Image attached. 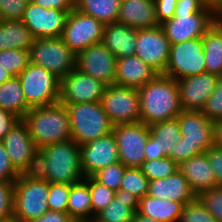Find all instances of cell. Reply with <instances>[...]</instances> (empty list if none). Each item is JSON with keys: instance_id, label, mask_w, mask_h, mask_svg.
<instances>
[{"instance_id": "1", "label": "cell", "mask_w": 222, "mask_h": 222, "mask_svg": "<svg viewBox=\"0 0 222 222\" xmlns=\"http://www.w3.org/2000/svg\"><path fill=\"white\" fill-rule=\"evenodd\" d=\"M34 173L49 183L71 185L81 182L85 177L80 146L73 139H68L39 149Z\"/></svg>"}, {"instance_id": "2", "label": "cell", "mask_w": 222, "mask_h": 222, "mask_svg": "<svg viewBox=\"0 0 222 222\" xmlns=\"http://www.w3.org/2000/svg\"><path fill=\"white\" fill-rule=\"evenodd\" d=\"M138 92L140 122L148 126L175 119L183 111L177 81L170 76L158 74Z\"/></svg>"}, {"instance_id": "3", "label": "cell", "mask_w": 222, "mask_h": 222, "mask_svg": "<svg viewBox=\"0 0 222 222\" xmlns=\"http://www.w3.org/2000/svg\"><path fill=\"white\" fill-rule=\"evenodd\" d=\"M37 149L71 139L69 114L64 104L31 108L22 119Z\"/></svg>"}, {"instance_id": "4", "label": "cell", "mask_w": 222, "mask_h": 222, "mask_svg": "<svg viewBox=\"0 0 222 222\" xmlns=\"http://www.w3.org/2000/svg\"><path fill=\"white\" fill-rule=\"evenodd\" d=\"M177 118L182 137L172 148L170 159L179 164L214 146L213 122L201 111L183 110Z\"/></svg>"}, {"instance_id": "5", "label": "cell", "mask_w": 222, "mask_h": 222, "mask_svg": "<svg viewBox=\"0 0 222 222\" xmlns=\"http://www.w3.org/2000/svg\"><path fill=\"white\" fill-rule=\"evenodd\" d=\"M49 182L35 173L20 174L14 181L13 216L30 222L46 213Z\"/></svg>"}, {"instance_id": "6", "label": "cell", "mask_w": 222, "mask_h": 222, "mask_svg": "<svg viewBox=\"0 0 222 222\" xmlns=\"http://www.w3.org/2000/svg\"><path fill=\"white\" fill-rule=\"evenodd\" d=\"M69 114L71 139L79 146L113 132L101 102L65 105Z\"/></svg>"}, {"instance_id": "7", "label": "cell", "mask_w": 222, "mask_h": 222, "mask_svg": "<svg viewBox=\"0 0 222 222\" xmlns=\"http://www.w3.org/2000/svg\"><path fill=\"white\" fill-rule=\"evenodd\" d=\"M18 79L29 110L59 102L61 79L43 67L29 63Z\"/></svg>"}, {"instance_id": "8", "label": "cell", "mask_w": 222, "mask_h": 222, "mask_svg": "<svg viewBox=\"0 0 222 222\" xmlns=\"http://www.w3.org/2000/svg\"><path fill=\"white\" fill-rule=\"evenodd\" d=\"M29 57L30 63L43 67L59 79L76 69V54L61 37L35 38L29 49Z\"/></svg>"}, {"instance_id": "9", "label": "cell", "mask_w": 222, "mask_h": 222, "mask_svg": "<svg viewBox=\"0 0 222 222\" xmlns=\"http://www.w3.org/2000/svg\"><path fill=\"white\" fill-rule=\"evenodd\" d=\"M105 24L92 16L72 9L66 19L61 39L76 55L102 42Z\"/></svg>"}, {"instance_id": "10", "label": "cell", "mask_w": 222, "mask_h": 222, "mask_svg": "<svg viewBox=\"0 0 222 222\" xmlns=\"http://www.w3.org/2000/svg\"><path fill=\"white\" fill-rule=\"evenodd\" d=\"M204 72H206V67L202 38L171 45L164 75L177 81Z\"/></svg>"}, {"instance_id": "11", "label": "cell", "mask_w": 222, "mask_h": 222, "mask_svg": "<svg viewBox=\"0 0 222 222\" xmlns=\"http://www.w3.org/2000/svg\"><path fill=\"white\" fill-rule=\"evenodd\" d=\"M101 104L114 125L140 122L139 92L136 88L115 84L106 86Z\"/></svg>"}, {"instance_id": "12", "label": "cell", "mask_w": 222, "mask_h": 222, "mask_svg": "<svg viewBox=\"0 0 222 222\" xmlns=\"http://www.w3.org/2000/svg\"><path fill=\"white\" fill-rule=\"evenodd\" d=\"M119 159L125 167L140 168L145 161L144 150L150 127L143 122L116 124L113 127Z\"/></svg>"}, {"instance_id": "13", "label": "cell", "mask_w": 222, "mask_h": 222, "mask_svg": "<svg viewBox=\"0 0 222 222\" xmlns=\"http://www.w3.org/2000/svg\"><path fill=\"white\" fill-rule=\"evenodd\" d=\"M2 143L10 162L20 174L35 172L38 149L22 119L11 128Z\"/></svg>"}, {"instance_id": "14", "label": "cell", "mask_w": 222, "mask_h": 222, "mask_svg": "<svg viewBox=\"0 0 222 222\" xmlns=\"http://www.w3.org/2000/svg\"><path fill=\"white\" fill-rule=\"evenodd\" d=\"M217 19V13L175 12L161 27L172 45L202 38Z\"/></svg>"}, {"instance_id": "15", "label": "cell", "mask_w": 222, "mask_h": 222, "mask_svg": "<svg viewBox=\"0 0 222 222\" xmlns=\"http://www.w3.org/2000/svg\"><path fill=\"white\" fill-rule=\"evenodd\" d=\"M170 41L161 25L155 28L138 29L135 55L159 74L165 73L170 56Z\"/></svg>"}, {"instance_id": "16", "label": "cell", "mask_w": 222, "mask_h": 222, "mask_svg": "<svg viewBox=\"0 0 222 222\" xmlns=\"http://www.w3.org/2000/svg\"><path fill=\"white\" fill-rule=\"evenodd\" d=\"M116 59L100 42L76 55V69L109 86L115 82Z\"/></svg>"}, {"instance_id": "17", "label": "cell", "mask_w": 222, "mask_h": 222, "mask_svg": "<svg viewBox=\"0 0 222 222\" xmlns=\"http://www.w3.org/2000/svg\"><path fill=\"white\" fill-rule=\"evenodd\" d=\"M106 85L74 69L61 79L59 102L68 104L101 102Z\"/></svg>"}, {"instance_id": "18", "label": "cell", "mask_w": 222, "mask_h": 222, "mask_svg": "<svg viewBox=\"0 0 222 222\" xmlns=\"http://www.w3.org/2000/svg\"><path fill=\"white\" fill-rule=\"evenodd\" d=\"M68 14L69 12L43 8L29 1L21 21L34 38L61 37Z\"/></svg>"}, {"instance_id": "19", "label": "cell", "mask_w": 222, "mask_h": 222, "mask_svg": "<svg viewBox=\"0 0 222 222\" xmlns=\"http://www.w3.org/2000/svg\"><path fill=\"white\" fill-rule=\"evenodd\" d=\"M81 167L84 177L120 162L113 132L80 146Z\"/></svg>"}, {"instance_id": "20", "label": "cell", "mask_w": 222, "mask_h": 222, "mask_svg": "<svg viewBox=\"0 0 222 222\" xmlns=\"http://www.w3.org/2000/svg\"><path fill=\"white\" fill-rule=\"evenodd\" d=\"M219 78L218 75L204 72L177 80L183 110L201 111L205 101L214 91Z\"/></svg>"}, {"instance_id": "21", "label": "cell", "mask_w": 222, "mask_h": 222, "mask_svg": "<svg viewBox=\"0 0 222 222\" xmlns=\"http://www.w3.org/2000/svg\"><path fill=\"white\" fill-rule=\"evenodd\" d=\"M158 74L156 70L136 55L117 58L114 84L138 89L154 79Z\"/></svg>"}, {"instance_id": "22", "label": "cell", "mask_w": 222, "mask_h": 222, "mask_svg": "<svg viewBox=\"0 0 222 222\" xmlns=\"http://www.w3.org/2000/svg\"><path fill=\"white\" fill-rule=\"evenodd\" d=\"M178 170L187 179L196 196L205 190L218 186L206 153L180 162L178 164Z\"/></svg>"}, {"instance_id": "23", "label": "cell", "mask_w": 222, "mask_h": 222, "mask_svg": "<svg viewBox=\"0 0 222 222\" xmlns=\"http://www.w3.org/2000/svg\"><path fill=\"white\" fill-rule=\"evenodd\" d=\"M147 195L181 202L184 205L197 197L179 170L166 178L149 181Z\"/></svg>"}, {"instance_id": "24", "label": "cell", "mask_w": 222, "mask_h": 222, "mask_svg": "<svg viewBox=\"0 0 222 222\" xmlns=\"http://www.w3.org/2000/svg\"><path fill=\"white\" fill-rule=\"evenodd\" d=\"M117 22L136 29L159 26L154 0H121Z\"/></svg>"}, {"instance_id": "25", "label": "cell", "mask_w": 222, "mask_h": 222, "mask_svg": "<svg viewBox=\"0 0 222 222\" xmlns=\"http://www.w3.org/2000/svg\"><path fill=\"white\" fill-rule=\"evenodd\" d=\"M137 31L119 22L105 24L101 43L116 58L132 56L135 55Z\"/></svg>"}, {"instance_id": "26", "label": "cell", "mask_w": 222, "mask_h": 222, "mask_svg": "<svg viewBox=\"0 0 222 222\" xmlns=\"http://www.w3.org/2000/svg\"><path fill=\"white\" fill-rule=\"evenodd\" d=\"M139 199L128 190L119 189L112 202L96 217V222H133Z\"/></svg>"}, {"instance_id": "27", "label": "cell", "mask_w": 222, "mask_h": 222, "mask_svg": "<svg viewBox=\"0 0 222 222\" xmlns=\"http://www.w3.org/2000/svg\"><path fill=\"white\" fill-rule=\"evenodd\" d=\"M184 204L145 195L139 199L138 213L158 222H179Z\"/></svg>"}, {"instance_id": "28", "label": "cell", "mask_w": 222, "mask_h": 222, "mask_svg": "<svg viewBox=\"0 0 222 222\" xmlns=\"http://www.w3.org/2000/svg\"><path fill=\"white\" fill-rule=\"evenodd\" d=\"M206 72L222 77V21L217 19L202 37Z\"/></svg>"}, {"instance_id": "29", "label": "cell", "mask_w": 222, "mask_h": 222, "mask_svg": "<svg viewBox=\"0 0 222 222\" xmlns=\"http://www.w3.org/2000/svg\"><path fill=\"white\" fill-rule=\"evenodd\" d=\"M34 37L22 21L0 20V51L29 50Z\"/></svg>"}, {"instance_id": "30", "label": "cell", "mask_w": 222, "mask_h": 222, "mask_svg": "<svg viewBox=\"0 0 222 222\" xmlns=\"http://www.w3.org/2000/svg\"><path fill=\"white\" fill-rule=\"evenodd\" d=\"M0 108L19 119H23L29 111L18 77H12L0 85Z\"/></svg>"}, {"instance_id": "31", "label": "cell", "mask_w": 222, "mask_h": 222, "mask_svg": "<svg viewBox=\"0 0 222 222\" xmlns=\"http://www.w3.org/2000/svg\"><path fill=\"white\" fill-rule=\"evenodd\" d=\"M90 197L89 185L84 180L71 184L67 213L73 220L92 221Z\"/></svg>"}, {"instance_id": "32", "label": "cell", "mask_w": 222, "mask_h": 222, "mask_svg": "<svg viewBox=\"0 0 222 222\" xmlns=\"http://www.w3.org/2000/svg\"><path fill=\"white\" fill-rule=\"evenodd\" d=\"M121 0H75V9L104 24L117 22Z\"/></svg>"}, {"instance_id": "33", "label": "cell", "mask_w": 222, "mask_h": 222, "mask_svg": "<svg viewBox=\"0 0 222 222\" xmlns=\"http://www.w3.org/2000/svg\"><path fill=\"white\" fill-rule=\"evenodd\" d=\"M149 127L150 134L157 139L159 153L168 157L176 142L182 137L178 118L157 122Z\"/></svg>"}, {"instance_id": "34", "label": "cell", "mask_w": 222, "mask_h": 222, "mask_svg": "<svg viewBox=\"0 0 222 222\" xmlns=\"http://www.w3.org/2000/svg\"><path fill=\"white\" fill-rule=\"evenodd\" d=\"M88 185L91 193V205H92V221L95 217L106 208L116 196V191L102 185L95 180L92 176L85 177L83 179Z\"/></svg>"}, {"instance_id": "35", "label": "cell", "mask_w": 222, "mask_h": 222, "mask_svg": "<svg viewBox=\"0 0 222 222\" xmlns=\"http://www.w3.org/2000/svg\"><path fill=\"white\" fill-rule=\"evenodd\" d=\"M149 179L142 173L141 168L126 167L121 180L120 189L128 190L138 199L148 194Z\"/></svg>"}, {"instance_id": "36", "label": "cell", "mask_w": 222, "mask_h": 222, "mask_svg": "<svg viewBox=\"0 0 222 222\" xmlns=\"http://www.w3.org/2000/svg\"><path fill=\"white\" fill-rule=\"evenodd\" d=\"M30 63L29 50L9 49L0 51V67L13 77H18Z\"/></svg>"}, {"instance_id": "37", "label": "cell", "mask_w": 222, "mask_h": 222, "mask_svg": "<svg viewBox=\"0 0 222 222\" xmlns=\"http://www.w3.org/2000/svg\"><path fill=\"white\" fill-rule=\"evenodd\" d=\"M142 173L151 180L163 179L178 171V164L169 157L145 160L141 165Z\"/></svg>"}, {"instance_id": "38", "label": "cell", "mask_w": 222, "mask_h": 222, "mask_svg": "<svg viewBox=\"0 0 222 222\" xmlns=\"http://www.w3.org/2000/svg\"><path fill=\"white\" fill-rule=\"evenodd\" d=\"M125 165L121 162L109 165L98 170L92 177L107 188L118 191L125 172Z\"/></svg>"}, {"instance_id": "39", "label": "cell", "mask_w": 222, "mask_h": 222, "mask_svg": "<svg viewBox=\"0 0 222 222\" xmlns=\"http://www.w3.org/2000/svg\"><path fill=\"white\" fill-rule=\"evenodd\" d=\"M71 185L62 183H49L48 208L58 212H67Z\"/></svg>"}, {"instance_id": "40", "label": "cell", "mask_w": 222, "mask_h": 222, "mask_svg": "<svg viewBox=\"0 0 222 222\" xmlns=\"http://www.w3.org/2000/svg\"><path fill=\"white\" fill-rule=\"evenodd\" d=\"M179 222H218L198 197L183 206Z\"/></svg>"}, {"instance_id": "41", "label": "cell", "mask_w": 222, "mask_h": 222, "mask_svg": "<svg viewBox=\"0 0 222 222\" xmlns=\"http://www.w3.org/2000/svg\"><path fill=\"white\" fill-rule=\"evenodd\" d=\"M201 112L213 123L222 119V77L218 79Z\"/></svg>"}, {"instance_id": "42", "label": "cell", "mask_w": 222, "mask_h": 222, "mask_svg": "<svg viewBox=\"0 0 222 222\" xmlns=\"http://www.w3.org/2000/svg\"><path fill=\"white\" fill-rule=\"evenodd\" d=\"M207 211L218 221L222 222V186L205 190L197 196Z\"/></svg>"}, {"instance_id": "43", "label": "cell", "mask_w": 222, "mask_h": 222, "mask_svg": "<svg viewBox=\"0 0 222 222\" xmlns=\"http://www.w3.org/2000/svg\"><path fill=\"white\" fill-rule=\"evenodd\" d=\"M30 0H0V20L21 21Z\"/></svg>"}, {"instance_id": "44", "label": "cell", "mask_w": 222, "mask_h": 222, "mask_svg": "<svg viewBox=\"0 0 222 222\" xmlns=\"http://www.w3.org/2000/svg\"><path fill=\"white\" fill-rule=\"evenodd\" d=\"M14 181H0V221L13 216Z\"/></svg>"}, {"instance_id": "45", "label": "cell", "mask_w": 222, "mask_h": 222, "mask_svg": "<svg viewBox=\"0 0 222 222\" xmlns=\"http://www.w3.org/2000/svg\"><path fill=\"white\" fill-rule=\"evenodd\" d=\"M19 176L20 173L10 162L6 149L0 141V181H15Z\"/></svg>"}, {"instance_id": "46", "label": "cell", "mask_w": 222, "mask_h": 222, "mask_svg": "<svg viewBox=\"0 0 222 222\" xmlns=\"http://www.w3.org/2000/svg\"><path fill=\"white\" fill-rule=\"evenodd\" d=\"M156 9V18L159 25L170 20L175 13L177 0H154Z\"/></svg>"}, {"instance_id": "47", "label": "cell", "mask_w": 222, "mask_h": 222, "mask_svg": "<svg viewBox=\"0 0 222 222\" xmlns=\"http://www.w3.org/2000/svg\"><path fill=\"white\" fill-rule=\"evenodd\" d=\"M205 153L214 171L216 183L222 186V148L212 146Z\"/></svg>"}, {"instance_id": "48", "label": "cell", "mask_w": 222, "mask_h": 222, "mask_svg": "<svg viewBox=\"0 0 222 222\" xmlns=\"http://www.w3.org/2000/svg\"><path fill=\"white\" fill-rule=\"evenodd\" d=\"M175 12L217 13L214 9L205 6L201 0H177Z\"/></svg>"}, {"instance_id": "49", "label": "cell", "mask_w": 222, "mask_h": 222, "mask_svg": "<svg viewBox=\"0 0 222 222\" xmlns=\"http://www.w3.org/2000/svg\"><path fill=\"white\" fill-rule=\"evenodd\" d=\"M37 5L47 9H58L70 12L75 8V0H30Z\"/></svg>"}, {"instance_id": "50", "label": "cell", "mask_w": 222, "mask_h": 222, "mask_svg": "<svg viewBox=\"0 0 222 222\" xmlns=\"http://www.w3.org/2000/svg\"><path fill=\"white\" fill-rule=\"evenodd\" d=\"M20 119L9 111L0 108V141Z\"/></svg>"}, {"instance_id": "51", "label": "cell", "mask_w": 222, "mask_h": 222, "mask_svg": "<svg viewBox=\"0 0 222 222\" xmlns=\"http://www.w3.org/2000/svg\"><path fill=\"white\" fill-rule=\"evenodd\" d=\"M74 220L69 216L67 212H58L48 210L41 217L34 219L30 222H73Z\"/></svg>"}, {"instance_id": "52", "label": "cell", "mask_w": 222, "mask_h": 222, "mask_svg": "<svg viewBox=\"0 0 222 222\" xmlns=\"http://www.w3.org/2000/svg\"><path fill=\"white\" fill-rule=\"evenodd\" d=\"M145 160H154L165 157L163 153H159V147L157 139L154 138L151 134L147 139V144L144 150Z\"/></svg>"}, {"instance_id": "53", "label": "cell", "mask_w": 222, "mask_h": 222, "mask_svg": "<svg viewBox=\"0 0 222 222\" xmlns=\"http://www.w3.org/2000/svg\"><path fill=\"white\" fill-rule=\"evenodd\" d=\"M214 146L222 148V119L213 123Z\"/></svg>"}, {"instance_id": "54", "label": "cell", "mask_w": 222, "mask_h": 222, "mask_svg": "<svg viewBox=\"0 0 222 222\" xmlns=\"http://www.w3.org/2000/svg\"><path fill=\"white\" fill-rule=\"evenodd\" d=\"M201 1L205 6L214 9L216 12L220 9L222 2V0H201Z\"/></svg>"}, {"instance_id": "55", "label": "cell", "mask_w": 222, "mask_h": 222, "mask_svg": "<svg viewBox=\"0 0 222 222\" xmlns=\"http://www.w3.org/2000/svg\"><path fill=\"white\" fill-rule=\"evenodd\" d=\"M133 222H158L148 216H143L141 214H139L138 212H136L134 214V219Z\"/></svg>"}, {"instance_id": "56", "label": "cell", "mask_w": 222, "mask_h": 222, "mask_svg": "<svg viewBox=\"0 0 222 222\" xmlns=\"http://www.w3.org/2000/svg\"><path fill=\"white\" fill-rule=\"evenodd\" d=\"M12 77L13 76L7 70L0 67V85L5 81L10 80Z\"/></svg>"}, {"instance_id": "57", "label": "cell", "mask_w": 222, "mask_h": 222, "mask_svg": "<svg viewBox=\"0 0 222 222\" xmlns=\"http://www.w3.org/2000/svg\"><path fill=\"white\" fill-rule=\"evenodd\" d=\"M0 222H20V221L18 219H16L14 216H10L9 218L4 219Z\"/></svg>"}, {"instance_id": "58", "label": "cell", "mask_w": 222, "mask_h": 222, "mask_svg": "<svg viewBox=\"0 0 222 222\" xmlns=\"http://www.w3.org/2000/svg\"><path fill=\"white\" fill-rule=\"evenodd\" d=\"M217 16H218V19L222 16V2H221L220 9L217 11Z\"/></svg>"}, {"instance_id": "59", "label": "cell", "mask_w": 222, "mask_h": 222, "mask_svg": "<svg viewBox=\"0 0 222 222\" xmlns=\"http://www.w3.org/2000/svg\"><path fill=\"white\" fill-rule=\"evenodd\" d=\"M73 222H91V221H76V220H74Z\"/></svg>"}]
</instances>
